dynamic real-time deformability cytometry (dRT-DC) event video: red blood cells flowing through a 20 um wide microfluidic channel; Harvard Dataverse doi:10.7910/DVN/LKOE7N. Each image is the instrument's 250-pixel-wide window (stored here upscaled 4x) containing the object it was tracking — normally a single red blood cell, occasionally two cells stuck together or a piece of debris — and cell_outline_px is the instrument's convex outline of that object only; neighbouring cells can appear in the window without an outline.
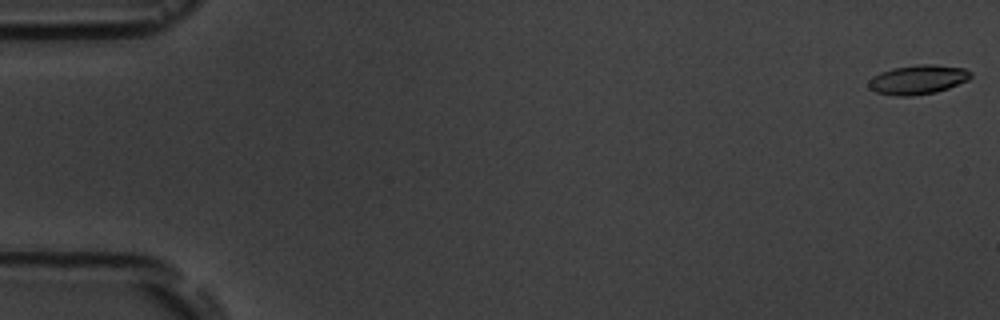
{"species": "common noctule bat (a hibernating species)", "species_latin": "Nyctalus noctula", "temperature_condition": "room temperature", "stored_images_in_passage": 10, "camera_frame_rate_fps": 3000, "um_per_image_px": 0.085, "animal": {"sex": "male", "body_mass_g": 19.5, "forearm_length_mm": 54.6}, "frame": {"image": 1, "passage_image": 1, "time_ms": 0.0, "image_size_px": [1000, 320], "cell_outline_px": [[972, 76], [968, 80], [948, 88], [936, 92], [912, 96], [896, 96], [876, 92], [868, 88], [868, 80], [872, 76], [880, 72], [892, 68], [916, 64], [932, 64], [964, 68], [972, 72]], "centroid_in_image_um": [78.0, 6.76], "position_along_channel_um": 7.0, "area_um2": 17.63}}
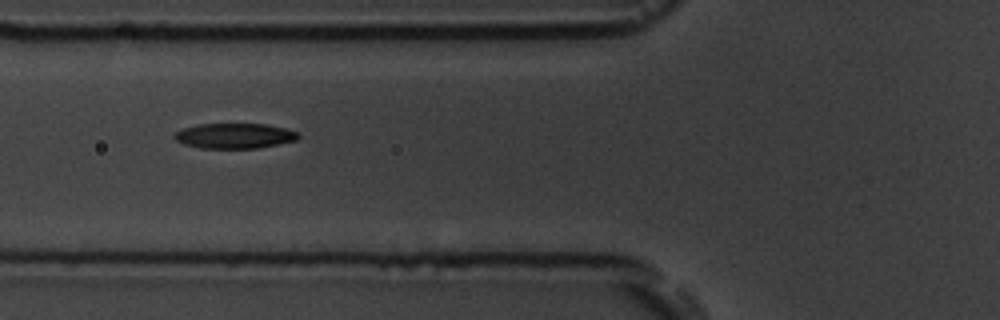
{"frame": {"image": 2, "passage_image": 7, "time_ms": 7.0, "image_size_px": [1000, 320], "cell_outline_px": [[300, 136], [296, 140], [256, 148], [200, 148], [184, 144], [176, 140], [172, 136], [176, 132], [184, 128], [200, 124], [264, 124], [288, 128], [296, 132]], "centroid_in_image_um": [19.93, 11.54], "position_along_channel_um": 105.9, "area_um2": 18.03}}
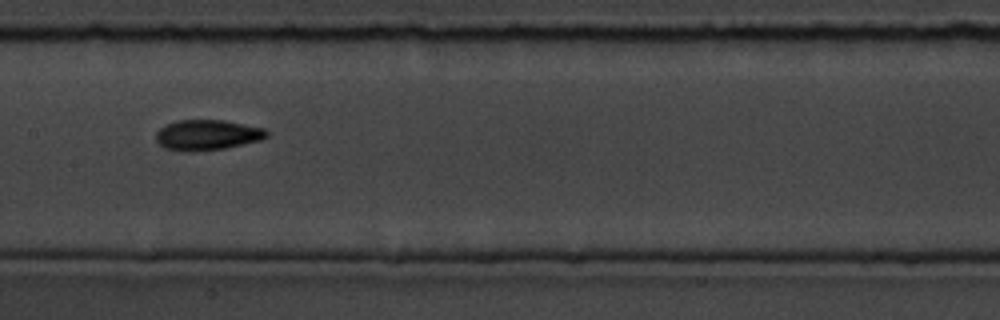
{"frame": {"image": 3, "passage_image": 9, "time_ms": 9.333, "image_size_px": [1000, 320], "cell_outline_px": [[268, 136], [260, 140], [224, 148], [192, 152], [184, 152], [164, 148], [156, 140], [156, 132], [160, 128], [176, 120], [224, 120], [264, 128], [268, 132]], "centroid_in_image_um": [17.59, 11.47], "position_along_channel_um": 189.8, "area_um2": 19.59}}